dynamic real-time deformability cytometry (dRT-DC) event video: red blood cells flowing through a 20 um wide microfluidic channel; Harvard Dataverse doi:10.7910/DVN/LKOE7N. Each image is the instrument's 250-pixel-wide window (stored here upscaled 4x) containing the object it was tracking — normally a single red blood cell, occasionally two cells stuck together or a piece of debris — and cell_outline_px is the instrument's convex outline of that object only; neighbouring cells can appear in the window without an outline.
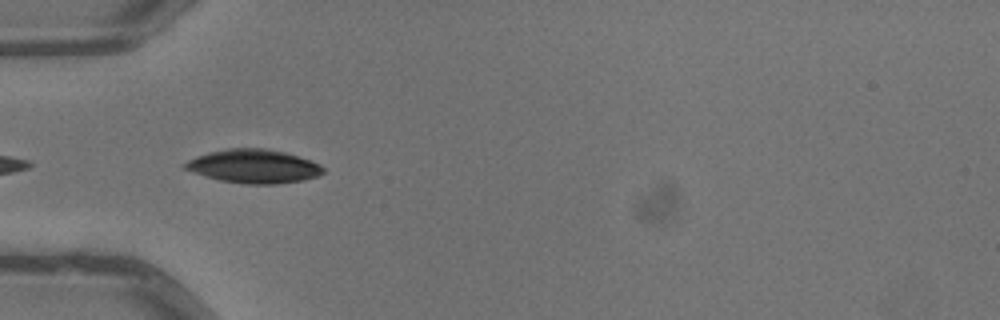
{"species": "common noctule bat (a hibernating species)", "species_latin": "Nyctalus noctula", "temperature_condition": "warm", "stored_images_in_passage": 7, "camera_frame_rate_fps": 3000, "um_per_image_px": 0.085, "animal": {"sex": "male", "body_mass_g": 13.3}, "frame": {"image": 1, "passage_image": 5, "time_ms": 1.333, "image_size_px": [1000, 320], "cell_outline_px": [[324, 172], [316, 176], [304, 180], [276, 184], [244, 184], [220, 180], [180, 168], [180, 164], [196, 156], [208, 152], [228, 148], [268, 148], [284, 152], [312, 160], [320, 164], [324, 168]], "centroid_in_image_um": [21.54, 14.12], "position_along_channel_um": 63.5, "area_um2": 27.34}}
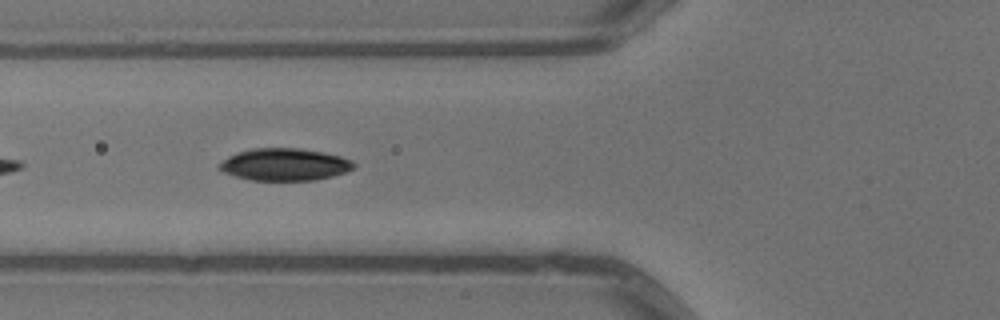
{"frame": {"image": 2, "passage_image": 6, "time_ms": 1.667, "image_size_px": [1000, 320], "cell_outline_px": [[356, 168], [332, 176], [316, 180], [248, 180], [224, 172], [216, 168], [216, 164], [228, 156], [236, 152], [252, 148], [300, 148], [324, 152], [340, 156], [352, 160], [356, 164]], "centroid_in_image_um": [24.17, 13.97], "position_along_channel_um": 101.6, "area_um2": 25.55}}
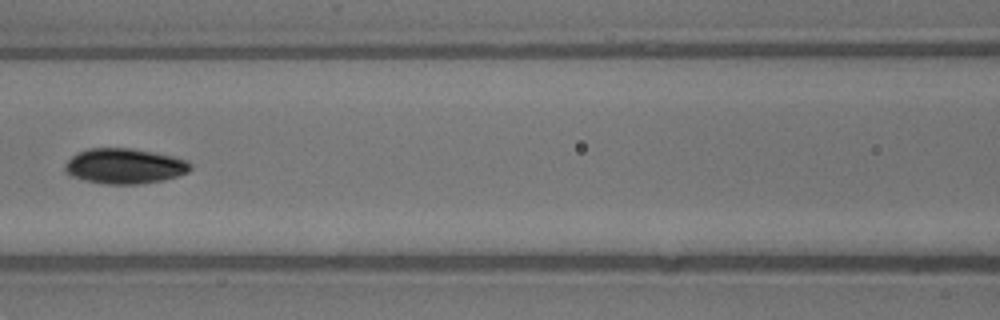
{"frame": {"image": 3, "passage_image": 7, "time_ms": 2.0, "image_size_px": [1000, 320], "cell_outline_px": [[192, 168], [188, 172], [164, 180], [140, 184], [108, 184], [84, 180], [72, 176], [64, 172], [64, 164], [76, 152], [88, 148], [132, 148], [172, 156], [188, 160], [192, 164]], "centroid_in_image_um": [10.58, 14.11], "position_along_channel_um": 156.0, "area_um2": 25.95}}